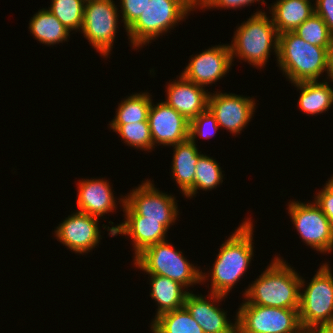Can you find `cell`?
<instances>
[{
    "label": "cell",
    "mask_w": 333,
    "mask_h": 333,
    "mask_svg": "<svg viewBox=\"0 0 333 333\" xmlns=\"http://www.w3.org/2000/svg\"><path fill=\"white\" fill-rule=\"evenodd\" d=\"M265 12L254 13L236 29L230 47L231 61L238 57L260 68L266 65L271 47L278 56V33ZM234 42V43H233Z\"/></svg>",
    "instance_id": "obj_4"
},
{
    "label": "cell",
    "mask_w": 333,
    "mask_h": 333,
    "mask_svg": "<svg viewBox=\"0 0 333 333\" xmlns=\"http://www.w3.org/2000/svg\"><path fill=\"white\" fill-rule=\"evenodd\" d=\"M261 2L262 4L265 3L264 0H196V5L198 7L203 8H241L242 6L250 5L254 2Z\"/></svg>",
    "instance_id": "obj_34"
},
{
    "label": "cell",
    "mask_w": 333,
    "mask_h": 333,
    "mask_svg": "<svg viewBox=\"0 0 333 333\" xmlns=\"http://www.w3.org/2000/svg\"><path fill=\"white\" fill-rule=\"evenodd\" d=\"M77 207L79 212L102 217L116 208L115 198L108 180L82 179L78 183Z\"/></svg>",
    "instance_id": "obj_19"
},
{
    "label": "cell",
    "mask_w": 333,
    "mask_h": 333,
    "mask_svg": "<svg viewBox=\"0 0 333 333\" xmlns=\"http://www.w3.org/2000/svg\"><path fill=\"white\" fill-rule=\"evenodd\" d=\"M86 0H52L49 11L71 30H80L83 24L84 5Z\"/></svg>",
    "instance_id": "obj_29"
},
{
    "label": "cell",
    "mask_w": 333,
    "mask_h": 333,
    "mask_svg": "<svg viewBox=\"0 0 333 333\" xmlns=\"http://www.w3.org/2000/svg\"><path fill=\"white\" fill-rule=\"evenodd\" d=\"M99 219L76 211L57 226L55 237L67 246V249L79 254L88 253L100 242Z\"/></svg>",
    "instance_id": "obj_13"
},
{
    "label": "cell",
    "mask_w": 333,
    "mask_h": 333,
    "mask_svg": "<svg viewBox=\"0 0 333 333\" xmlns=\"http://www.w3.org/2000/svg\"><path fill=\"white\" fill-rule=\"evenodd\" d=\"M314 6L309 0H277L270 8L277 33L293 32L315 13Z\"/></svg>",
    "instance_id": "obj_20"
},
{
    "label": "cell",
    "mask_w": 333,
    "mask_h": 333,
    "mask_svg": "<svg viewBox=\"0 0 333 333\" xmlns=\"http://www.w3.org/2000/svg\"><path fill=\"white\" fill-rule=\"evenodd\" d=\"M150 328L152 333H204L185 307L160 314Z\"/></svg>",
    "instance_id": "obj_25"
},
{
    "label": "cell",
    "mask_w": 333,
    "mask_h": 333,
    "mask_svg": "<svg viewBox=\"0 0 333 333\" xmlns=\"http://www.w3.org/2000/svg\"><path fill=\"white\" fill-rule=\"evenodd\" d=\"M332 49L309 44L294 32H285L278 35L276 58L280 70L291 83L318 81L321 73H329Z\"/></svg>",
    "instance_id": "obj_3"
},
{
    "label": "cell",
    "mask_w": 333,
    "mask_h": 333,
    "mask_svg": "<svg viewBox=\"0 0 333 333\" xmlns=\"http://www.w3.org/2000/svg\"><path fill=\"white\" fill-rule=\"evenodd\" d=\"M329 264L325 263L305 287V279L300 282L299 320L303 330L318 325L333 324V275Z\"/></svg>",
    "instance_id": "obj_7"
},
{
    "label": "cell",
    "mask_w": 333,
    "mask_h": 333,
    "mask_svg": "<svg viewBox=\"0 0 333 333\" xmlns=\"http://www.w3.org/2000/svg\"><path fill=\"white\" fill-rule=\"evenodd\" d=\"M304 333H333V324L313 326L304 330Z\"/></svg>",
    "instance_id": "obj_36"
},
{
    "label": "cell",
    "mask_w": 333,
    "mask_h": 333,
    "mask_svg": "<svg viewBox=\"0 0 333 333\" xmlns=\"http://www.w3.org/2000/svg\"><path fill=\"white\" fill-rule=\"evenodd\" d=\"M135 267L147 274L168 277L190 287L207 280V274L199 271L196 266L185 259L182 252L175 250L168 240L150 245L133 260ZM206 277V278H205ZM205 279V280H204Z\"/></svg>",
    "instance_id": "obj_6"
},
{
    "label": "cell",
    "mask_w": 333,
    "mask_h": 333,
    "mask_svg": "<svg viewBox=\"0 0 333 333\" xmlns=\"http://www.w3.org/2000/svg\"><path fill=\"white\" fill-rule=\"evenodd\" d=\"M255 101L250 97L236 94L217 93L209 94L208 109L215 116L219 127L226 128L230 133L239 134L250 122Z\"/></svg>",
    "instance_id": "obj_12"
},
{
    "label": "cell",
    "mask_w": 333,
    "mask_h": 333,
    "mask_svg": "<svg viewBox=\"0 0 333 333\" xmlns=\"http://www.w3.org/2000/svg\"><path fill=\"white\" fill-rule=\"evenodd\" d=\"M148 123L153 148L157 143L172 146L189 138L190 121L165 102L151 103Z\"/></svg>",
    "instance_id": "obj_14"
},
{
    "label": "cell",
    "mask_w": 333,
    "mask_h": 333,
    "mask_svg": "<svg viewBox=\"0 0 333 333\" xmlns=\"http://www.w3.org/2000/svg\"><path fill=\"white\" fill-rule=\"evenodd\" d=\"M167 99L164 101L168 106L173 107L188 121L204 112L208 108V97L204 87L185 79L182 75L179 80L168 83Z\"/></svg>",
    "instance_id": "obj_18"
},
{
    "label": "cell",
    "mask_w": 333,
    "mask_h": 333,
    "mask_svg": "<svg viewBox=\"0 0 333 333\" xmlns=\"http://www.w3.org/2000/svg\"><path fill=\"white\" fill-rule=\"evenodd\" d=\"M293 32L309 44L333 47V34L329 31L324 20L316 13L312 14Z\"/></svg>",
    "instance_id": "obj_28"
},
{
    "label": "cell",
    "mask_w": 333,
    "mask_h": 333,
    "mask_svg": "<svg viewBox=\"0 0 333 333\" xmlns=\"http://www.w3.org/2000/svg\"><path fill=\"white\" fill-rule=\"evenodd\" d=\"M253 224L247 219L220 246L211 274V293L226 296L245 274L253 255Z\"/></svg>",
    "instance_id": "obj_2"
},
{
    "label": "cell",
    "mask_w": 333,
    "mask_h": 333,
    "mask_svg": "<svg viewBox=\"0 0 333 333\" xmlns=\"http://www.w3.org/2000/svg\"><path fill=\"white\" fill-rule=\"evenodd\" d=\"M329 82L318 81H305L294 83L300 89V97L298 99V106L300 109L308 114L315 115L321 114L332 106V87Z\"/></svg>",
    "instance_id": "obj_23"
},
{
    "label": "cell",
    "mask_w": 333,
    "mask_h": 333,
    "mask_svg": "<svg viewBox=\"0 0 333 333\" xmlns=\"http://www.w3.org/2000/svg\"><path fill=\"white\" fill-rule=\"evenodd\" d=\"M315 5V13L324 20L333 34V0H317Z\"/></svg>",
    "instance_id": "obj_35"
},
{
    "label": "cell",
    "mask_w": 333,
    "mask_h": 333,
    "mask_svg": "<svg viewBox=\"0 0 333 333\" xmlns=\"http://www.w3.org/2000/svg\"><path fill=\"white\" fill-rule=\"evenodd\" d=\"M298 310L245 301L236 313L237 333H304Z\"/></svg>",
    "instance_id": "obj_8"
},
{
    "label": "cell",
    "mask_w": 333,
    "mask_h": 333,
    "mask_svg": "<svg viewBox=\"0 0 333 333\" xmlns=\"http://www.w3.org/2000/svg\"><path fill=\"white\" fill-rule=\"evenodd\" d=\"M218 129L219 125L215 116L207 108L204 112L190 121L189 138L192 141H196V135L201 138H211L216 134Z\"/></svg>",
    "instance_id": "obj_31"
},
{
    "label": "cell",
    "mask_w": 333,
    "mask_h": 333,
    "mask_svg": "<svg viewBox=\"0 0 333 333\" xmlns=\"http://www.w3.org/2000/svg\"><path fill=\"white\" fill-rule=\"evenodd\" d=\"M118 8L113 0H86L80 32L101 56L112 50L117 33Z\"/></svg>",
    "instance_id": "obj_9"
},
{
    "label": "cell",
    "mask_w": 333,
    "mask_h": 333,
    "mask_svg": "<svg viewBox=\"0 0 333 333\" xmlns=\"http://www.w3.org/2000/svg\"><path fill=\"white\" fill-rule=\"evenodd\" d=\"M194 185L184 194L186 198L195 196L197 190L216 189L223 182L221 167L217 161L207 155H202L195 168Z\"/></svg>",
    "instance_id": "obj_27"
},
{
    "label": "cell",
    "mask_w": 333,
    "mask_h": 333,
    "mask_svg": "<svg viewBox=\"0 0 333 333\" xmlns=\"http://www.w3.org/2000/svg\"><path fill=\"white\" fill-rule=\"evenodd\" d=\"M120 203L125 212V221L117 226L109 227V235L117 234L129 235L133 242L135 251L134 258L145 248L158 242L165 241L167 229L158 221L143 220L142 216L135 214L125 203L124 197L120 198Z\"/></svg>",
    "instance_id": "obj_16"
},
{
    "label": "cell",
    "mask_w": 333,
    "mask_h": 333,
    "mask_svg": "<svg viewBox=\"0 0 333 333\" xmlns=\"http://www.w3.org/2000/svg\"><path fill=\"white\" fill-rule=\"evenodd\" d=\"M29 29L35 39L49 46L67 41L70 36V32L65 26L48 9L44 8L30 19Z\"/></svg>",
    "instance_id": "obj_24"
},
{
    "label": "cell",
    "mask_w": 333,
    "mask_h": 333,
    "mask_svg": "<svg viewBox=\"0 0 333 333\" xmlns=\"http://www.w3.org/2000/svg\"><path fill=\"white\" fill-rule=\"evenodd\" d=\"M315 196L314 202L329 219L333 231V177H331L321 191Z\"/></svg>",
    "instance_id": "obj_33"
},
{
    "label": "cell",
    "mask_w": 333,
    "mask_h": 333,
    "mask_svg": "<svg viewBox=\"0 0 333 333\" xmlns=\"http://www.w3.org/2000/svg\"><path fill=\"white\" fill-rule=\"evenodd\" d=\"M110 128L117 132L124 143H127L130 147L143 149L144 151L153 149V140L148 121L131 124H110Z\"/></svg>",
    "instance_id": "obj_30"
},
{
    "label": "cell",
    "mask_w": 333,
    "mask_h": 333,
    "mask_svg": "<svg viewBox=\"0 0 333 333\" xmlns=\"http://www.w3.org/2000/svg\"><path fill=\"white\" fill-rule=\"evenodd\" d=\"M229 45H216L192 57L181 75L195 84L205 87L221 79L231 68Z\"/></svg>",
    "instance_id": "obj_15"
},
{
    "label": "cell",
    "mask_w": 333,
    "mask_h": 333,
    "mask_svg": "<svg viewBox=\"0 0 333 333\" xmlns=\"http://www.w3.org/2000/svg\"><path fill=\"white\" fill-rule=\"evenodd\" d=\"M224 297V295L210 292L207 298H210L211 301H207L205 296H197L189 292L184 307L203 329L204 333H237V321L234 324L228 321L227 313L218 308L219 305L214 304V302H221Z\"/></svg>",
    "instance_id": "obj_17"
},
{
    "label": "cell",
    "mask_w": 333,
    "mask_h": 333,
    "mask_svg": "<svg viewBox=\"0 0 333 333\" xmlns=\"http://www.w3.org/2000/svg\"><path fill=\"white\" fill-rule=\"evenodd\" d=\"M150 0H121L124 28L127 30L143 13Z\"/></svg>",
    "instance_id": "obj_32"
},
{
    "label": "cell",
    "mask_w": 333,
    "mask_h": 333,
    "mask_svg": "<svg viewBox=\"0 0 333 333\" xmlns=\"http://www.w3.org/2000/svg\"><path fill=\"white\" fill-rule=\"evenodd\" d=\"M288 213L303 242L320 253L333 250V231L329 219L315 203L292 201Z\"/></svg>",
    "instance_id": "obj_10"
},
{
    "label": "cell",
    "mask_w": 333,
    "mask_h": 333,
    "mask_svg": "<svg viewBox=\"0 0 333 333\" xmlns=\"http://www.w3.org/2000/svg\"><path fill=\"white\" fill-rule=\"evenodd\" d=\"M301 276L280 257L245 290L249 304L286 309H299Z\"/></svg>",
    "instance_id": "obj_1"
},
{
    "label": "cell",
    "mask_w": 333,
    "mask_h": 333,
    "mask_svg": "<svg viewBox=\"0 0 333 333\" xmlns=\"http://www.w3.org/2000/svg\"><path fill=\"white\" fill-rule=\"evenodd\" d=\"M327 76V79L329 78L333 82V49L330 51L329 73Z\"/></svg>",
    "instance_id": "obj_37"
},
{
    "label": "cell",
    "mask_w": 333,
    "mask_h": 333,
    "mask_svg": "<svg viewBox=\"0 0 333 333\" xmlns=\"http://www.w3.org/2000/svg\"><path fill=\"white\" fill-rule=\"evenodd\" d=\"M145 181L125 196L124 203L143 220L158 221L169 230L179 215L175 197L157 190L150 180Z\"/></svg>",
    "instance_id": "obj_11"
},
{
    "label": "cell",
    "mask_w": 333,
    "mask_h": 333,
    "mask_svg": "<svg viewBox=\"0 0 333 333\" xmlns=\"http://www.w3.org/2000/svg\"><path fill=\"white\" fill-rule=\"evenodd\" d=\"M149 93H136L128 96L119 104L116 115L110 124H128L148 121V112L152 103Z\"/></svg>",
    "instance_id": "obj_26"
},
{
    "label": "cell",
    "mask_w": 333,
    "mask_h": 333,
    "mask_svg": "<svg viewBox=\"0 0 333 333\" xmlns=\"http://www.w3.org/2000/svg\"><path fill=\"white\" fill-rule=\"evenodd\" d=\"M194 7L197 8L196 0H150L141 16L126 30L132 46L142 47L168 29H174Z\"/></svg>",
    "instance_id": "obj_5"
},
{
    "label": "cell",
    "mask_w": 333,
    "mask_h": 333,
    "mask_svg": "<svg viewBox=\"0 0 333 333\" xmlns=\"http://www.w3.org/2000/svg\"><path fill=\"white\" fill-rule=\"evenodd\" d=\"M196 142L190 138L172 145L174 155L172 161V176L175 178L183 195L194 185L195 168L199 158L203 155L198 152Z\"/></svg>",
    "instance_id": "obj_21"
},
{
    "label": "cell",
    "mask_w": 333,
    "mask_h": 333,
    "mask_svg": "<svg viewBox=\"0 0 333 333\" xmlns=\"http://www.w3.org/2000/svg\"><path fill=\"white\" fill-rule=\"evenodd\" d=\"M149 275L152 288L150 295L158 304L155 318L162 313L184 307L185 299L189 293V291H184L185 286L168 277L156 274Z\"/></svg>",
    "instance_id": "obj_22"
}]
</instances>
